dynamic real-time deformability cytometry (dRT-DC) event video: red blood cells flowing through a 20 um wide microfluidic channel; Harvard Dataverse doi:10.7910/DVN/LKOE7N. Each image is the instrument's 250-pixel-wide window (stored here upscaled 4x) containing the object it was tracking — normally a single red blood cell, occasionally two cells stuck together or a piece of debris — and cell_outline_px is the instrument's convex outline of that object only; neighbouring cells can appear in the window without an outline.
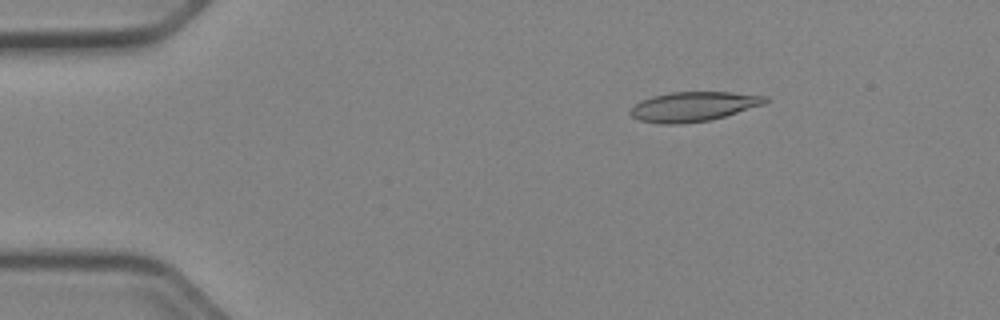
{"species": "Egyptian fruit bat (a non-hibernating species)", "species_latin": "Rousettus aegyptiacus", "temperature_condition": "cold", "stored_images_in_passage": 47, "camera_frame_rate_fps": 3000, "um_per_image_px": 0.085, "animal": {"sex": "female"}, "frame": {"image": 1, "passage_image": 4, "time_ms": 1.0, "image_size_px": [1000, 320], "cell_outline_px": [[768, 100], [764, 104], [724, 116], [708, 120], [680, 124], [660, 124], [640, 120], [632, 116], [628, 112], [640, 100], [652, 96], [668, 92], [732, 92], [768, 96]], "centroid_in_image_um": [58.92, 9.05], "position_along_channel_um": 26.1, "area_um2": 23.18}}
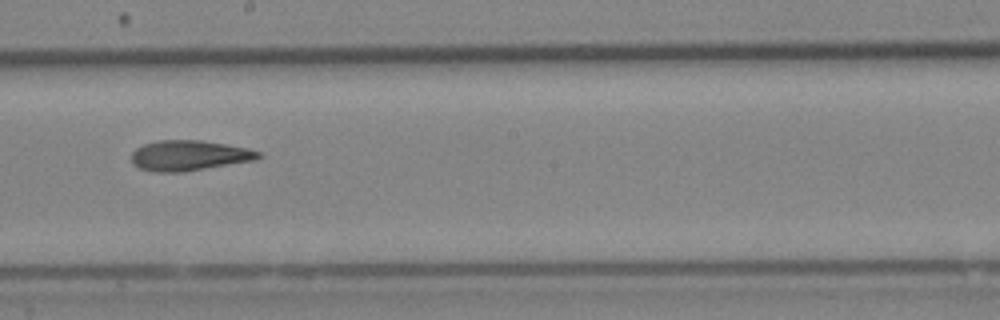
{"frame": {"image": 2, "passage_image": 25, "time_ms": 8.0, "image_size_px": [1000, 320], "cell_outline_px": [[264, 156], [256, 160], [184, 172], [152, 172], [140, 168], [132, 164], [132, 152], [136, 148], [144, 144], [156, 140], [200, 140], [248, 148], [264, 152]], "centroid_in_image_um": [16.11, 13.22], "position_along_channel_um": 232.1, "area_um2": 22.72}}
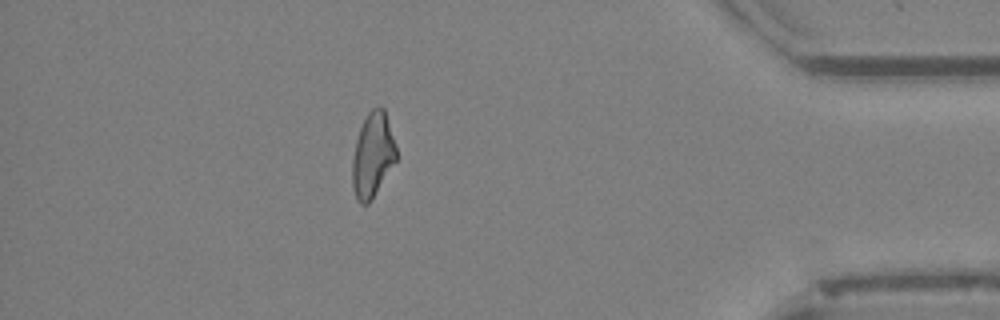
{"frame": {"image": 3, "passage_image": 41, "time_ms": 13.333, "image_size_px": [1000, 320], "cell_outline_px": [[396, 160], [372, 200], [368, 204], [360, 204], [356, 200], [352, 188], [352, 160], [356, 140], [360, 128], [368, 112], [372, 108], [380, 104], [384, 108], [396, 148]], "centroid_in_image_um": [31.66, 13.2], "position_along_channel_um": 403.5, "area_um2": 21.68}, "authors_computed_cell_mechanics": {"area_um2": 22.253, "velocity_mm_per_s": 3.9694, "shape_relaxation_time_tau1_ms": null, "shape_relaxation_time_tau2_ms": 7.5626, "deformation_change_tau1": null, "deformation_change_tau2": 0.1863}}